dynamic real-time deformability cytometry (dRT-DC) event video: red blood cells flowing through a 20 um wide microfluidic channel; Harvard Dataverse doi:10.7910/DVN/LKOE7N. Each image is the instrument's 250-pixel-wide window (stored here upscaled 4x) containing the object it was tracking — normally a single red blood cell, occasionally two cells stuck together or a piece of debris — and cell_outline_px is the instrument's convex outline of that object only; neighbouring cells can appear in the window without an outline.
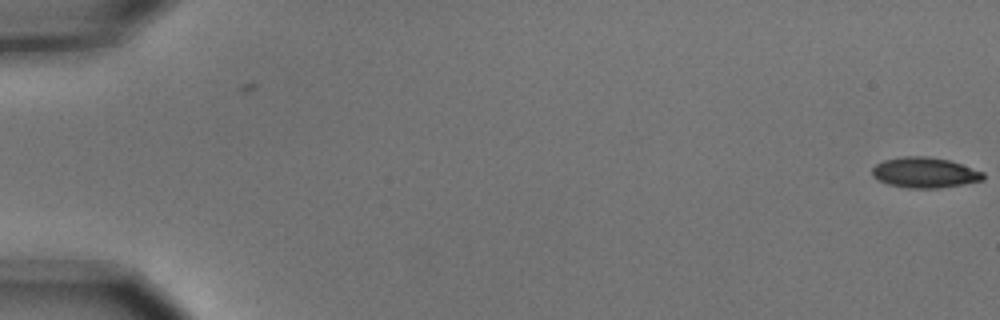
{"species": "common noctule bat (a hibernating species)", "species_latin": "Nyctalus noctula", "temperature_condition": "cold", "stored_images_in_passage": 2, "camera_frame_rate_fps": 3000, "um_per_image_px": 0.085, "animal": {"sex": "male", "body_mass_g": 15.6}, "frame": {"image": 1, "passage_image": 2, "time_ms": 0.333, "image_size_px": [1000, 320], "cell_outline_px": [[984, 180], [964, 184], [936, 188], [908, 188], [888, 184], [872, 176], [872, 168], [876, 164], [884, 160], [904, 156], [924, 156], [952, 160], [984, 172]], "centroid_in_image_um": [78.63, 14.66], "position_along_channel_um": 6.4, "area_um2": 19.77}}